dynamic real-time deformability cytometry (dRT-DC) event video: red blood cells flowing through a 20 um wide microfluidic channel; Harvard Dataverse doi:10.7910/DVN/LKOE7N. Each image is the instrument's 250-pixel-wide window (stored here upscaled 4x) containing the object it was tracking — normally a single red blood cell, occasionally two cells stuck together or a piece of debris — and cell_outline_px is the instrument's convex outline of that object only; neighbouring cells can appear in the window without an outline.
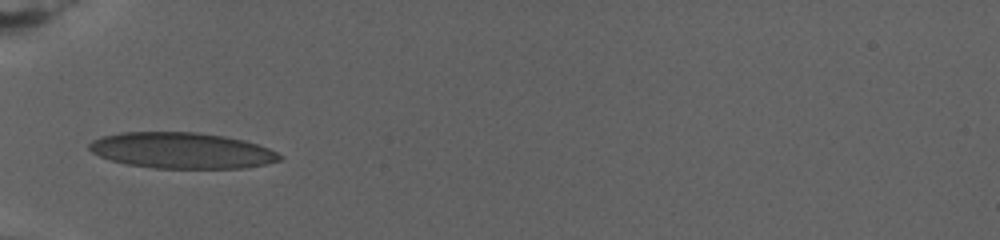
{"species": "human", "species_latin": "Homo sapiens", "temperature_condition": "warm", "stored_images_in_passage": 22, "camera_frame_rate_fps": 3000, "um_per_image_px": 0.085, "donor": {"sex": "female"}, "frame": {"image": 1, "passage_image": 1, "time_ms": 0.0, "image_size_px": [1000, 240], "cell_outline_px": [[284, 156], [280, 160], [264, 164], [244, 168], [152, 168], [128, 164], [112, 160], [100, 156], [92, 152], [88, 148], [88, 144], [92, 140], [104, 136], [120, 132], [196, 132], [224, 136], [244, 140], [268, 148]], "centroid_in_image_um": [15.44, 12.79], "position_along_channel_um": 69.6, "area_um2": 39.77}}
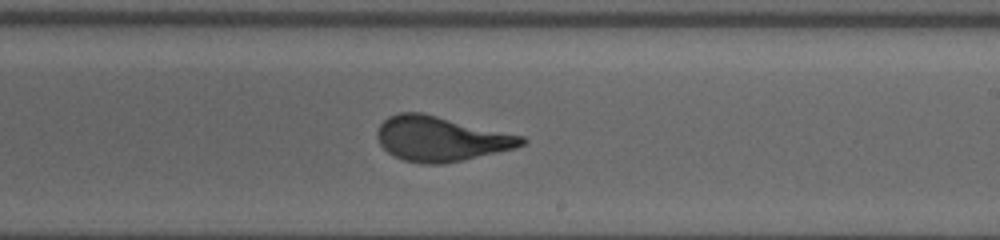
{"frame": {"image": 2, "passage_image": 10, "time_ms": 7.0, "image_size_px": [1000, 240], "cell_outline_px": [[528, 140], [524, 144], [516, 148], [464, 160], [444, 164], [420, 164], [404, 160], [388, 152], [380, 144], [376, 136], [376, 132], [380, 124], [388, 116], [400, 112], [424, 112], [524, 136]], "centroid_in_image_um": [37.49, 11.79], "position_along_channel_um": 251.5, "area_um2": 38.09}}
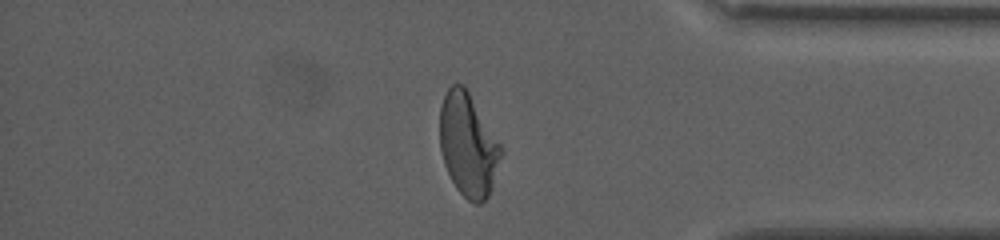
{"frame": {"image": 3, "passage_image": 18, "time_ms": 13.0, "image_size_px": [1000, 240], "cell_outline_px": [[500, 156], [492, 188], [488, 196], [480, 204], [472, 204], [456, 188], [444, 164], [440, 148], [440, 104], [448, 88], [452, 84], [464, 84], [500, 144]], "centroid_in_image_um": [39.76, 12.31], "position_along_channel_um": 395.4, "area_um2": 36.3}, "authors_computed_cell_mechanics": {"area_um2": 37.9457, "velocity_mm_per_s": 2.6529, "shape_relaxation_time_tau1_ms": 4.9365, "shape_relaxation_time_tau2_ms": null, "deformation_change_tau1": 0.2232, "deformation_change_tau2": null}}